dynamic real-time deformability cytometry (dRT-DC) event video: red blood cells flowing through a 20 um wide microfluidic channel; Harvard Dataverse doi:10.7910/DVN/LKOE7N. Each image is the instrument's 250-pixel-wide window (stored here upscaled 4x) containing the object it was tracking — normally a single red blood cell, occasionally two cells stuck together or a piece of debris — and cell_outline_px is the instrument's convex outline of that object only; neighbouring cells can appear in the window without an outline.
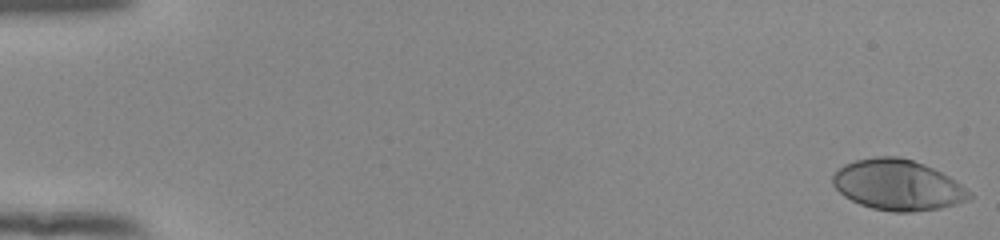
{"species": "human", "species_latin": "Homo sapiens", "temperature_condition": "room temperature", "stored_images_in_passage": 54, "camera_frame_rate_fps": 3000, "um_per_image_px": 0.085, "donor": {"sex": "female"}, "frame": {"image": 1, "passage_image": 1, "time_ms": 0.0, "image_size_px": [1000, 240], "cell_outline_px": [[976, 196], [968, 200], [940, 208], [908, 212], [892, 212], [872, 208], [860, 204], [844, 196], [832, 184], [832, 176], [844, 164], [856, 160], [876, 156], [900, 156], [924, 164], [948, 176], [972, 192]], "centroid_in_image_um": [76.32, 15.72], "position_along_channel_um": 8.7, "area_um2": 40.17}}
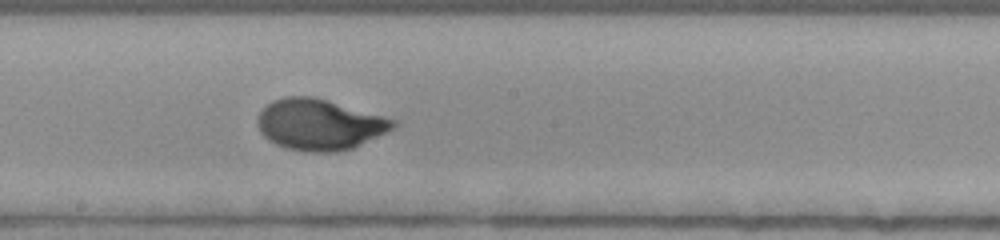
{"frame": {"image": 2, "passage_image": 31, "time_ms": 10.0, "image_size_px": [1000, 240], "cell_outline_px": [[396, 128], [352, 148], [336, 152], [308, 152], [288, 148], [276, 144], [268, 140], [260, 132], [256, 124], [256, 120], [260, 112], [272, 100], [284, 96], [312, 96], [328, 100], [396, 120]], "centroid_in_image_um": [27.13, 10.58], "position_along_channel_um": 221.1, "area_um2": 40.23}}
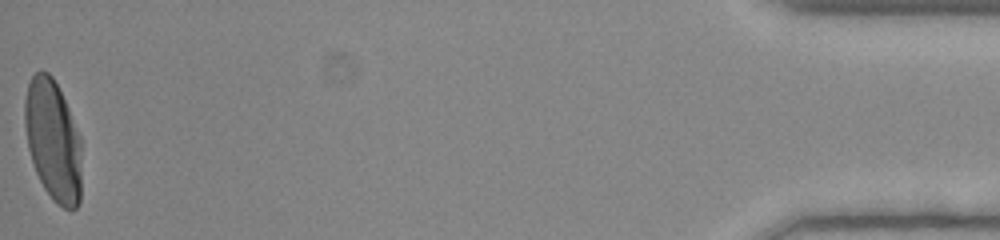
{"frame": {"image": 3, "passage_image": 54, "time_ms": 17.667, "image_size_px": [1000, 240], "cell_outline_px": [[80, 200], [76, 208], [64, 208], [52, 200], [44, 188], [36, 172], [28, 148], [24, 124], [24, 100], [28, 84], [32, 76], [40, 68], [48, 72], [52, 76], [68, 108], [80, 136]], "centroid_in_image_um": [4.48, 11.91], "position_along_channel_um": 430.7, "area_um2": 39.88}, "authors_computed_cell_mechanics": {"area_um2": 39.015, "velocity_mm_per_s": 3.8929, "shape_relaxation_time_tau1_ms": 3.9413, "shape_relaxation_time_tau2_ms": null, "deformation_change_tau1": 0.2294, "deformation_change_tau2": null}}